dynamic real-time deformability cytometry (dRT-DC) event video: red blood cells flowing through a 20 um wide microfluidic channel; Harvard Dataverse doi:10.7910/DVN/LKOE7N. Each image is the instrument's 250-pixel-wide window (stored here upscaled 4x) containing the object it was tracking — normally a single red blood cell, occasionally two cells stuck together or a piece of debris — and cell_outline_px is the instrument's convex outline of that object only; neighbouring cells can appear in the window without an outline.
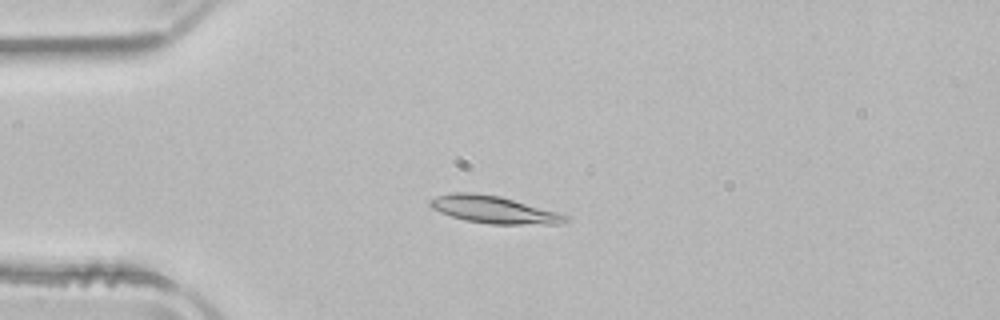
{"species": "common noctule bat (a hibernating species)", "species_latin": "Nyctalus noctula", "temperature_condition": "room temperature", "stored_images_in_passage": 52, "camera_frame_rate_fps": 3000, "um_per_image_px": 0.085, "animal": {"sex": "male", "body_mass_g": 21.5, "forearm_length_mm": 52.0}, "frame": {"image": 1, "passage_image": 13, "time_ms": 4.0, "image_size_px": [1000, 320], "cell_outline_px": [[568, 220], [556, 224], [488, 224], [464, 220], [440, 212], [432, 208], [428, 204], [428, 200], [436, 196], [452, 192], [476, 192], [500, 196], [556, 212], [568, 216]], "centroid_in_image_um": [41.89, 17.81], "position_along_channel_um": 43.1, "area_um2": 21.44}}
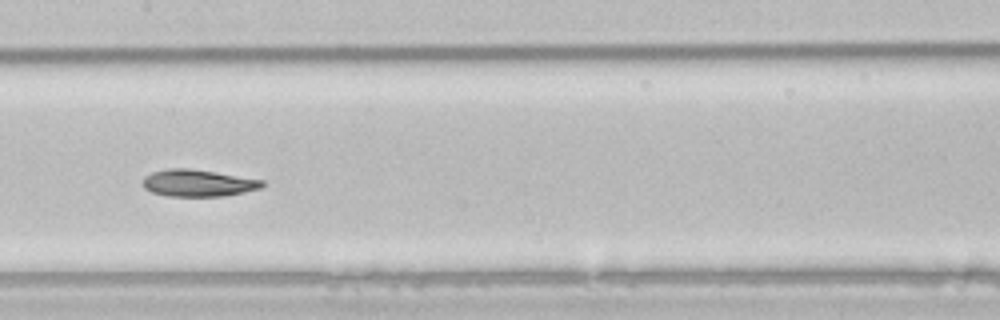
{"frame": {"image": 2, "passage_image": 26, "time_ms": 8.333, "image_size_px": [1000, 320], "cell_outline_px": [[264, 188], [224, 196], [168, 196], [152, 192], [144, 188], [144, 176], [152, 172], [168, 168], [188, 168], [264, 180]], "centroid_in_image_um": [16.85, 15.56], "position_along_channel_um": 190.5, "area_um2": 18.67}}
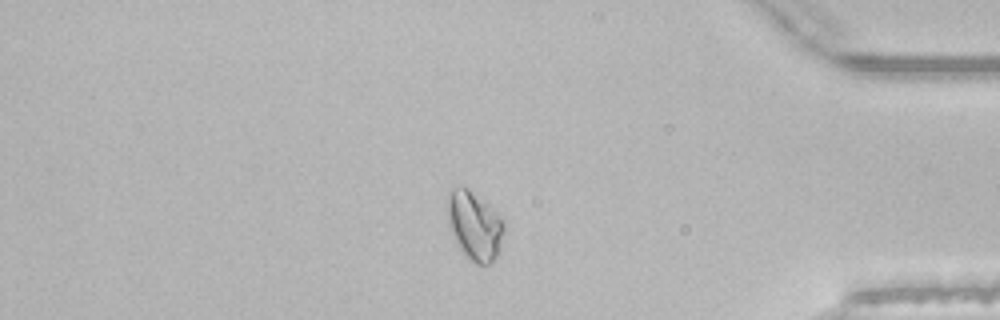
{"frame": {"image": 3, "passage_image": 44, "time_ms": 14.333, "image_size_px": [1000, 320], "cell_outline_px": [[504, 232], [500, 248], [496, 256], [488, 264], [476, 264], [468, 260], [456, 244], [452, 236], [448, 224], [448, 196], [452, 188], [468, 188], [496, 212], [504, 220]], "centroid_in_image_um": [40.33, 19.22], "position_along_channel_um": 394.9, "area_um2": 22.48}, "authors_computed_cell_mechanics": {"area_um2": 20.4612, "velocity_mm_per_s": 3.9159, "shape_relaxation_time_tau1_ms": 8.7588, "shape_relaxation_time_tau2_ms": null, "deformation_change_tau1": 0.1744, "deformation_change_tau2": null}}